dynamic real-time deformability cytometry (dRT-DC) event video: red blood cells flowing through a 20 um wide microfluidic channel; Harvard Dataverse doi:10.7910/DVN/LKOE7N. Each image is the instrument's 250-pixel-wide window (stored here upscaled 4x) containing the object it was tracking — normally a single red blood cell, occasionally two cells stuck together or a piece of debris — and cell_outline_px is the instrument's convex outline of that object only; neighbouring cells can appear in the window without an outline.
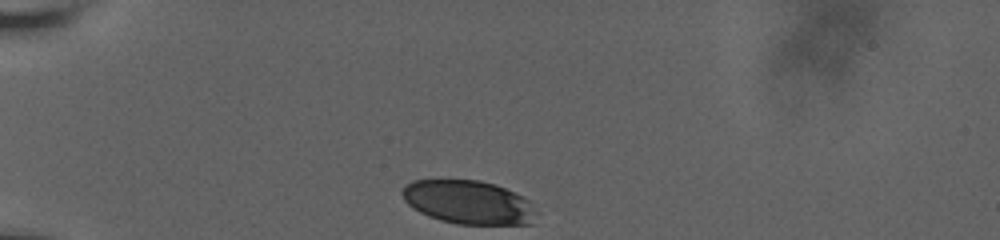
{"species": "human", "species_latin": "Homo sapiens", "temperature_condition": "room temperature", "stored_images_in_passage": 7, "camera_frame_rate_fps": 3000, "um_per_image_px": 0.085, "donor": {"sex": "male"}, "frame": {"image": 1, "passage_image": 1, "time_ms": 0.0, "image_size_px": [1000, 240], "cell_outline_px": [[536, 212], [532, 224], [456, 224], [440, 220], [428, 216], [412, 208], [404, 200], [400, 192], [412, 180], [480, 180], [496, 184], [528, 200]], "centroid_in_image_um": [39.79, 17.19], "position_along_channel_um": 45.2, "area_um2": 33.93}}